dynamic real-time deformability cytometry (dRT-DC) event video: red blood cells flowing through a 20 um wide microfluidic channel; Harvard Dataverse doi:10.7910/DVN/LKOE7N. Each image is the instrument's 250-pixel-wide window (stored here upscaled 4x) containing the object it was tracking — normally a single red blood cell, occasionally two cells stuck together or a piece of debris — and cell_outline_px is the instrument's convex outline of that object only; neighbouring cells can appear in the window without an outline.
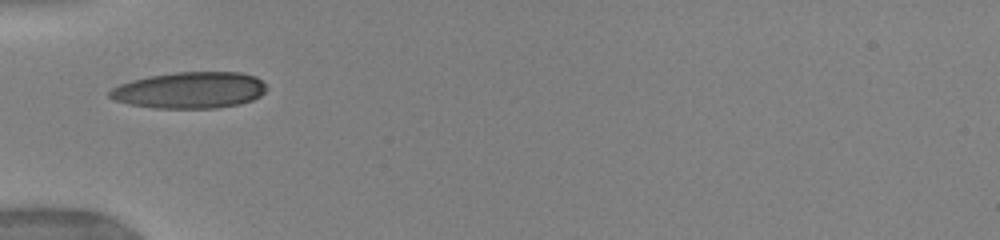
{"species": "human", "species_latin": "Homo sapiens", "temperature_condition": "warm", "stored_images_in_passage": 34, "camera_frame_rate_fps": 3000, "um_per_image_px": 0.085, "donor": {"sex": "female"}, "frame": {"image": 1, "passage_image": 1, "time_ms": 0.0, "image_size_px": [1000, 240], "cell_outline_px": [[268, 88], [260, 96], [252, 100], [240, 104], [216, 108], [156, 108], [128, 104], [116, 100], [108, 96], [108, 92], [112, 88], [120, 84], [132, 80], [148, 76], [176, 72], [240, 72], [256, 76]], "centroid_in_image_um": [16.14, 7.66], "position_along_channel_um": 68.9, "area_um2": 33.35}}
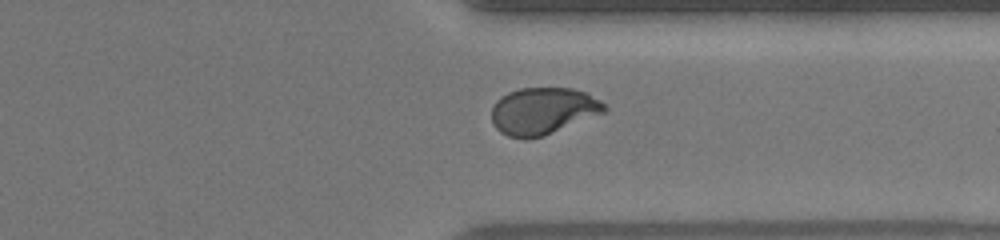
{"frame": {"image": 2, "passage_image": 22, "time_ms": 7.333, "image_size_px": [1000, 240], "cell_outline_px": [[608, 112], [544, 136], [528, 140], [508, 136], [500, 132], [492, 124], [492, 108], [496, 100], [508, 92], [520, 88], [572, 88], [588, 92], [600, 100], [608, 108]], "centroid_in_image_um": [46.19, 9.44], "position_along_channel_um": 365.2, "area_um2": 31.44}}
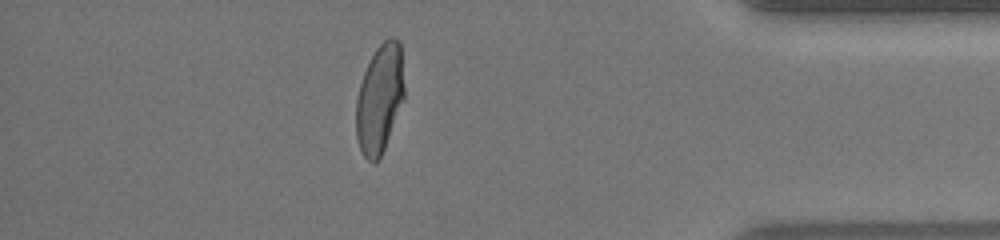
{"frame": {"image": 3, "passage_image": 27, "time_ms": 9.0, "image_size_px": [1000, 240], "cell_outline_px": [[404, 100], [384, 148], [380, 156], [372, 164], [364, 156], [360, 148], [356, 136], [356, 100], [360, 84], [364, 72], [376, 48], [388, 36], [392, 36], [400, 40], [404, 88]], "centroid_in_image_um": [32.28, 8.36], "position_along_channel_um": 402.9, "area_um2": 30.46}, "authors_computed_cell_mechanics": {"area_um2": 31.2698, "velocity_mm_per_s": 4.044, "shape_relaxation_time_tau1_ms": 5.7882, "shape_relaxation_time_tau2_ms": 0.8074, "deformation_change_tau1": 0.2226, "deformation_change_tau2": 0.0601}}